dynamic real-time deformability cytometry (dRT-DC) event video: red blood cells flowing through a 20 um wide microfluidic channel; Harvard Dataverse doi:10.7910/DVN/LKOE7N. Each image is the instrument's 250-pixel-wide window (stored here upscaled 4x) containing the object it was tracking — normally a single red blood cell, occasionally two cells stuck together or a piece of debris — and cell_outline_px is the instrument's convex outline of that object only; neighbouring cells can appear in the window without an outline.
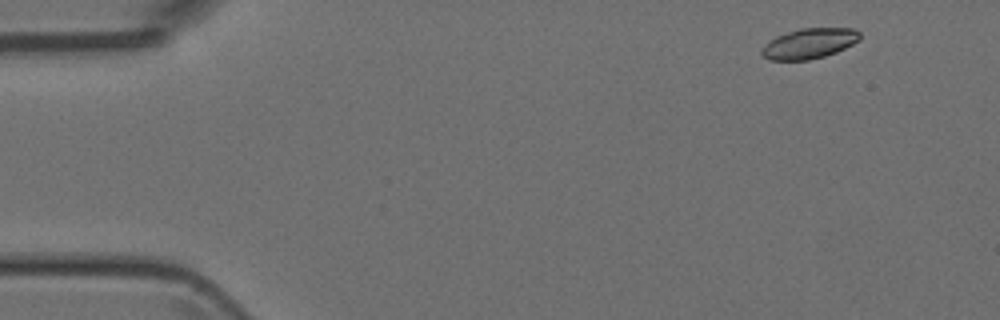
{"species": "Egyptian fruit bat (a non-hibernating species)", "species_latin": "Rousettus aegyptiacus", "temperature_condition": "room temperature", "stored_images_in_passage": 4, "camera_frame_rate_fps": 3000, "um_per_image_px": 0.085, "animal": {"sex": "female"}, "frame": {"image": 1, "passage_image": 1, "time_ms": 0.0, "image_size_px": [1000, 320], "cell_outline_px": [[860, 40], [836, 52], [824, 56], [808, 60], [768, 60], [760, 52], [760, 48], [768, 40], [776, 36], [800, 28], [852, 28], [860, 32]], "centroid_in_image_um": [68.75, 3.69], "position_along_channel_um": 16.3, "area_um2": 17.4}}
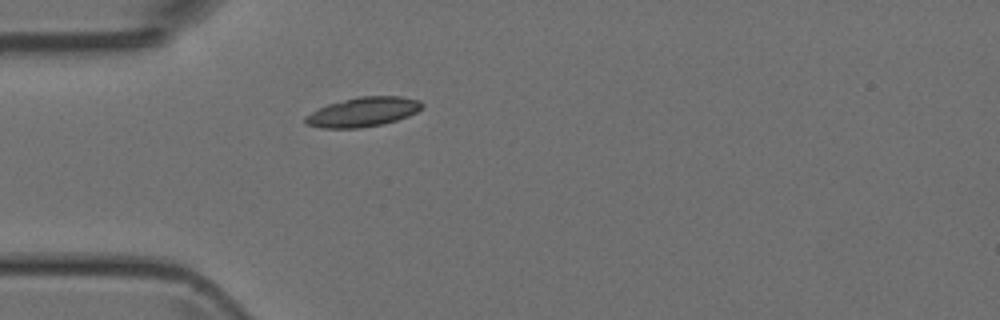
{"frame": {"image": 2, "passage_image": 4, "time_ms": 3.333, "image_size_px": [1000, 320], "cell_outline_px": [[424, 104], [416, 112], [408, 116], [384, 124], [360, 128], [320, 128], [304, 124], [304, 116], [328, 104], [360, 96], [400, 96], [420, 100]], "centroid_in_image_um": [30.84, 9.52], "position_along_channel_um": 54.2, "area_um2": 20.0}}